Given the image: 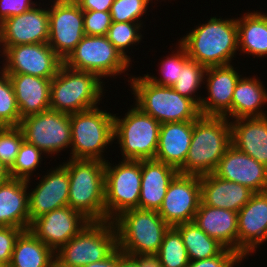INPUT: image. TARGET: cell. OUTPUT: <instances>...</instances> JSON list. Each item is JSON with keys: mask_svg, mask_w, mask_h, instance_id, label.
Returning a JSON list of instances; mask_svg holds the SVG:
<instances>
[{"mask_svg": "<svg viewBox=\"0 0 267 267\" xmlns=\"http://www.w3.org/2000/svg\"><path fill=\"white\" fill-rule=\"evenodd\" d=\"M28 180L9 178L0 185V226L30 229Z\"/></svg>", "mask_w": 267, "mask_h": 267, "instance_id": "obj_25", "label": "cell"}, {"mask_svg": "<svg viewBox=\"0 0 267 267\" xmlns=\"http://www.w3.org/2000/svg\"><path fill=\"white\" fill-rule=\"evenodd\" d=\"M117 267H139L138 262L130 255L124 254L117 247Z\"/></svg>", "mask_w": 267, "mask_h": 267, "instance_id": "obj_48", "label": "cell"}, {"mask_svg": "<svg viewBox=\"0 0 267 267\" xmlns=\"http://www.w3.org/2000/svg\"><path fill=\"white\" fill-rule=\"evenodd\" d=\"M151 0H114L110 8L112 22L138 23Z\"/></svg>", "mask_w": 267, "mask_h": 267, "instance_id": "obj_40", "label": "cell"}, {"mask_svg": "<svg viewBox=\"0 0 267 267\" xmlns=\"http://www.w3.org/2000/svg\"><path fill=\"white\" fill-rule=\"evenodd\" d=\"M0 267H7L0 261Z\"/></svg>", "mask_w": 267, "mask_h": 267, "instance_id": "obj_50", "label": "cell"}, {"mask_svg": "<svg viewBox=\"0 0 267 267\" xmlns=\"http://www.w3.org/2000/svg\"><path fill=\"white\" fill-rule=\"evenodd\" d=\"M179 173L174 167L156 159L141 160L139 209H160L170 182Z\"/></svg>", "mask_w": 267, "mask_h": 267, "instance_id": "obj_22", "label": "cell"}, {"mask_svg": "<svg viewBox=\"0 0 267 267\" xmlns=\"http://www.w3.org/2000/svg\"><path fill=\"white\" fill-rule=\"evenodd\" d=\"M105 162L106 221L129 209H139L141 160H122L116 166Z\"/></svg>", "mask_w": 267, "mask_h": 267, "instance_id": "obj_10", "label": "cell"}, {"mask_svg": "<svg viewBox=\"0 0 267 267\" xmlns=\"http://www.w3.org/2000/svg\"><path fill=\"white\" fill-rule=\"evenodd\" d=\"M226 117L202 116L193 121V132L185 164L180 174L214 173L220 159L232 144L231 123Z\"/></svg>", "mask_w": 267, "mask_h": 267, "instance_id": "obj_1", "label": "cell"}, {"mask_svg": "<svg viewBox=\"0 0 267 267\" xmlns=\"http://www.w3.org/2000/svg\"><path fill=\"white\" fill-rule=\"evenodd\" d=\"M131 256L138 262L139 267H161L158 253H142Z\"/></svg>", "mask_w": 267, "mask_h": 267, "instance_id": "obj_46", "label": "cell"}, {"mask_svg": "<svg viewBox=\"0 0 267 267\" xmlns=\"http://www.w3.org/2000/svg\"><path fill=\"white\" fill-rule=\"evenodd\" d=\"M49 8H33L0 23V44L4 52L9 46L48 43Z\"/></svg>", "mask_w": 267, "mask_h": 267, "instance_id": "obj_17", "label": "cell"}, {"mask_svg": "<svg viewBox=\"0 0 267 267\" xmlns=\"http://www.w3.org/2000/svg\"><path fill=\"white\" fill-rule=\"evenodd\" d=\"M10 177L9 169L6 168L0 161V185L6 182Z\"/></svg>", "mask_w": 267, "mask_h": 267, "instance_id": "obj_49", "label": "cell"}, {"mask_svg": "<svg viewBox=\"0 0 267 267\" xmlns=\"http://www.w3.org/2000/svg\"><path fill=\"white\" fill-rule=\"evenodd\" d=\"M55 252L42 243L30 229L16 240L10 264L7 267H56Z\"/></svg>", "mask_w": 267, "mask_h": 267, "instance_id": "obj_30", "label": "cell"}, {"mask_svg": "<svg viewBox=\"0 0 267 267\" xmlns=\"http://www.w3.org/2000/svg\"><path fill=\"white\" fill-rule=\"evenodd\" d=\"M100 80L95 73L62 64L50 83V110L72 114L97 107L103 94Z\"/></svg>", "mask_w": 267, "mask_h": 267, "instance_id": "obj_4", "label": "cell"}, {"mask_svg": "<svg viewBox=\"0 0 267 267\" xmlns=\"http://www.w3.org/2000/svg\"><path fill=\"white\" fill-rule=\"evenodd\" d=\"M131 88L137 106L160 124L195 121L201 114L189 98L181 96L172 87L159 86L144 77L131 78Z\"/></svg>", "mask_w": 267, "mask_h": 267, "instance_id": "obj_5", "label": "cell"}, {"mask_svg": "<svg viewBox=\"0 0 267 267\" xmlns=\"http://www.w3.org/2000/svg\"><path fill=\"white\" fill-rule=\"evenodd\" d=\"M83 267H117V248L107 258Z\"/></svg>", "mask_w": 267, "mask_h": 267, "instance_id": "obj_47", "label": "cell"}, {"mask_svg": "<svg viewBox=\"0 0 267 267\" xmlns=\"http://www.w3.org/2000/svg\"><path fill=\"white\" fill-rule=\"evenodd\" d=\"M204 79L208 97L202 98L199 111L202 116L231 117L232 96L241 75L230 65L207 67Z\"/></svg>", "mask_w": 267, "mask_h": 267, "instance_id": "obj_19", "label": "cell"}, {"mask_svg": "<svg viewBox=\"0 0 267 267\" xmlns=\"http://www.w3.org/2000/svg\"><path fill=\"white\" fill-rule=\"evenodd\" d=\"M105 162L69 158L63 164L70 180L68 206L89 221H106Z\"/></svg>", "mask_w": 267, "mask_h": 267, "instance_id": "obj_3", "label": "cell"}, {"mask_svg": "<svg viewBox=\"0 0 267 267\" xmlns=\"http://www.w3.org/2000/svg\"><path fill=\"white\" fill-rule=\"evenodd\" d=\"M118 248L127 255L157 253L170 226L157 211L129 209L112 220Z\"/></svg>", "mask_w": 267, "mask_h": 267, "instance_id": "obj_6", "label": "cell"}, {"mask_svg": "<svg viewBox=\"0 0 267 267\" xmlns=\"http://www.w3.org/2000/svg\"><path fill=\"white\" fill-rule=\"evenodd\" d=\"M232 145L267 166V116L231 121Z\"/></svg>", "mask_w": 267, "mask_h": 267, "instance_id": "obj_28", "label": "cell"}, {"mask_svg": "<svg viewBox=\"0 0 267 267\" xmlns=\"http://www.w3.org/2000/svg\"><path fill=\"white\" fill-rule=\"evenodd\" d=\"M83 11H110L114 0H74Z\"/></svg>", "mask_w": 267, "mask_h": 267, "instance_id": "obj_45", "label": "cell"}, {"mask_svg": "<svg viewBox=\"0 0 267 267\" xmlns=\"http://www.w3.org/2000/svg\"><path fill=\"white\" fill-rule=\"evenodd\" d=\"M24 140L43 153L57 154L72 143L70 114L47 110L21 119ZM69 146V147H68Z\"/></svg>", "mask_w": 267, "mask_h": 267, "instance_id": "obj_12", "label": "cell"}, {"mask_svg": "<svg viewBox=\"0 0 267 267\" xmlns=\"http://www.w3.org/2000/svg\"><path fill=\"white\" fill-rule=\"evenodd\" d=\"M201 201L210 207L239 210L255 193L247 186L221 179L214 173L200 176Z\"/></svg>", "mask_w": 267, "mask_h": 267, "instance_id": "obj_23", "label": "cell"}, {"mask_svg": "<svg viewBox=\"0 0 267 267\" xmlns=\"http://www.w3.org/2000/svg\"><path fill=\"white\" fill-rule=\"evenodd\" d=\"M244 258L236 251L225 248L219 255L196 261H190L187 267H235Z\"/></svg>", "mask_w": 267, "mask_h": 267, "instance_id": "obj_42", "label": "cell"}, {"mask_svg": "<svg viewBox=\"0 0 267 267\" xmlns=\"http://www.w3.org/2000/svg\"><path fill=\"white\" fill-rule=\"evenodd\" d=\"M35 5L31 0H0V23L9 17L25 13Z\"/></svg>", "mask_w": 267, "mask_h": 267, "instance_id": "obj_44", "label": "cell"}, {"mask_svg": "<svg viewBox=\"0 0 267 267\" xmlns=\"http://www.w3.org/2000/svg\"><path fill=\"white\" fill-rule=\"evenodd\" d=\"M208 23L192 29L181 43L191 60L211 66L230 65L238 49L237 19L211 17Z\"/></svg>", "mask_w": 267, "mask_h": 267, "instance_id": "obj_2", "label": "cell"}, {"mask_svg": "<svg viewBox=\"0 0 267 267\" xmlns=\"http://www.w3.org/2000/svg\"><path fill=\"white\" fill-rule=\"evenodd\" d=\"M181 234L190 261L208 259L219 255L225 247L209 237L194 222L175 226Z\"/></svg>", "mask_w": 267, "mask_h": 267, "instance_id": "obj_32", "label": "cell"}, {"mask_svg": "<svg viewBox=\"0 0 267 267\" xmlns=\"http://www.w3.org/2000/svg\"><path fill=\"white\" fill-rule=\"evenodd\" d=\"M117 247L112 221H90L55 252L56 267H83L107 258Z\"/></svg>", "mask_w": 267, "mask_h": 267, "instance_id": "obj_7", "label": "cell"}, {"mask_svg": "<svg viewBox=\"0 0 267 267\" xmlns=\"http://www.w3.org/2000/svg\"><path fill=\"white\" fill-rule=\"evenodd\" d=\"M1 55L6 60L2 69L7 74L52 79L63 64V60L48 43L9 46Z\"/></svg>", "mask_w": 267, "mask_h": 267, "instance_id": "obj_15", "label": "cell"}, {"mask_svg": "<svg viewBox=\"0 0 267 267\" xmlns=\"http://www.w3.org/2000/svg\"><path fill=\"white\" fill-rule=\"evenodd\" d=\"M23 231L17 227L0 226V261L5 266L10 264L16 240Z\"/></svg>", "mask_w": 267, "mask_h": 267, "instance_id": "obj_43", "label": "cell"}, {"mask_svg": "<svg viewBox=\"0 0 267 267\" xmlns=\"http://www.w3.org/2000/svg\"><path fill=\"white\" fill-rule=\"evenodd\" d=\"M200 202V176L178 173L168 186L158 214L170 227L193 222Z\"/></svg>", "mask_w": 267, "mask_h": 267, "instance_id": "obj_14", "label": "cell"}, {"mask_svg": "<svg viewBox=\"0 0 267 267\" xmlns=\"http://www.w3.org/2000/svg\"><path fill=\"white\" fill-rule=\"evenodd\" d=\"M0 126H19L21 118L8 74L0 70Z\"/></svg>", "mask_w": 267, "mask_h": 267, "instance_id": "obj_35", "label": "cell"}, {"mask_svg": "<svg viewBox=\"0 0 267 267\" xmlns=\"http://www.w3.org/2000/svg\"><path fill=\"white\" fill-rule=\"evenodd\" d=\"M160 123L137 106L123 118L114 115V138L118 139L123 160L155 159Z\"/></svg>", "mask_w": 267, "mask_h": 267, "instance_id": "obj_9", "label": "cell"}, {"mask_svg": "<svg viewBox=\"0 0 267 267\" xmlns=\"http://www.w3.org/2000/svg\"><path fill=\"white\" fill-rule=\"evenodd\" d=\"M42 153L36 146L24 140L13 166L9 169L10 177L30 181L31 174L36 171L35 169L42 161Z\"/></svg>", "mask_w": 267, "mask_h": 267, "instance_id": "obj_37", "label": "cell"}, {"mask_svg": "<svg viewBox=\"0 0 267 267\" xmlns=\"http://www.w3.org/2000/svg\"><path fill=\"white\" fill-rule=\"evenodd\" d=\"M157 253L161 267H187L190 262L180 231L175 226L166 231Z\"/></svg>", "mask_w": 267, "mask_h": 267, "instance_id": "obj_33", "label": "cell"}, {"mask_svg": "<svg viewBox=\"0 0 267 267\" xmlns=\"http://www.w3.org/2000/svg\"><path fill=\"white\" fill-rule=\"evenodd\" d=\"M179 50L172 56L167 57V59L161 62V78L157 79V77H152L149 74L145 75V77L151 81L152 83L159 86H169L171 87L179 78L180 70L183 66L190 60L186 49L180 43Z\"/></svg>", "mask_w": 267, "mask_h": 267, "instance_id": "obj_38", "label": "cell"}, {"mask_svg": "<svg viewBox=\"0 0 267 267\" xmlns=\"http://www.w3.org/2000/svg\"><path fill=\"white\" fill-rule=\"evenodd\" d=\"M193 222L209 237L238 253L237 212L210 207L201 201Z\"/></svg>", "mask_w": 267, "mask_h": 267, "instance_id": "obj_24", "label": "cell"}, {"mask_svg": "<svg viewBox=\"0 0 267 267\" xmlns=\"http://www.w3.org/2000/svg\"><path fill=\"white\" fill-rule=\"evenodd\" d=\"M266 90L255 77H240L232 96L231 117L240 119L267 116V111L261 109L267 102Z\"/></svg>", "mask_w": 267, "mask_h": 267, "instance_id": "obj_29", "label": "cell"}, {"mask_svg": "<svg viewBox=\"0 0 267 267\" xmlns=\"http://www.w3.org/2000/svg\"><path fill=\"white\" fill-rule=\"evenodd\" d=\"M73 159L106 161L103 150L113 142L114 115L95 107L70 114Z\"/></svg>", "mask_w": 267, "mask_h": 267, "instance_id": "obj_8", "label": "cell"}, {"mask_svg": "<svg viewBox=\"0 0 267 267\" xmlns=\"http://www.w3.org/2000/svg\"><path fill=\"white\" fill-rule=\"evenodd\" d=\"M68 170L59 165L47 175L29 194V219L31 223L38 217L52 210L68 206L69 198Z\"/></svg>", "mask_w": 267, "mask_h": 267, "instance_id": "obj_21", "label": "cell"}, {"mask_svg": "<svg viewBox=\"0 0 267 267\" xmlns=\"http://www.w3.org/2000/svg\"><path fill=\"white\" fill-rule=\"evenodd\" d=\"M112 24L109 11H83V25L85 35L106 36Z\"/></svg>", "mask_w": 267, "mask_h": 267, "instance_id": "obj_41", "label": "cell"}, {"mask_svg": "<svg viewBox=\"0 0 267 267\" xmlns=\"http://www.w3.org/2000/svg\"><path fill=\"white\" fill-rule=\"evenodd\" d=\"M238 49L255 57L267 55V14L247 12L237 19Z\"/></svg>", "mask_w": 267, "mask_h": 267, "instance_id": "obj_31", "label": "cell"}, {"mask_svg": "<svg viewBox=\"0 0 267 267\" xmlns=\"http://www.w3.org/2000/svg\"><path fill=\"white\" fill-rule=\"evenodd\" d=\"M90 221L69 206L55 209L35 219L30 231L54 252L77 235Z\"/></svg>", "mask_w": 267, "mask_h": 267, "instance_id": "obj_16", "label": "cell"}, {"mask_svg": "<svg viewBox=\"0 0 267 267\" xmlns=\"http://www.w3.org/2000/svg\"><path fill=\"white\" fill-rule=\"evenodd\" d=\"M205 71L204 65L190 59L180 70L179 78L171 87L181 96L191 99L199 107L202 98L193 94L199 90L200 84L204 83Z\"/></svg>", "mask_w": 267, "mask_h": 267, "instance_id": "obj_34", "label": "cell"}, {"mask_svg": "<svg viewBox=\"0 0 267 267\" xmlns=\"http://www.w3.org/2000/svg\"><path fill=\"white\" fill-rule=\"evenodd\" d=\"M267 241V191L256 192L238 212V253L251 255Z\"/></svg>", "mask_w": 267, "mask_h": 267, "instance_id": "obj_18", "label": "cell"}, {"mask_svg": "<svg viewBox=\"0 0 267 267\" xmlns=\"http://www.w3.org/2000/svg\"><path fill=\"white\" fill-rule=\"evenodd\" d=\"M84 36L80 6L74 0H55L49 9L48 45L64 61Z\"/></svg>", "mask_w": 267, "mask_h": 267, "instance_id": "obj_13", "label": "cell"}, {"mask_svg": "<svg viewBox=\"0 0 267 267\" xmlns=\"http://www.w3.org/2000/svg\"><path fill=\"white\" fill-rule=\"evenodd\" d=\"M23 141V132L19 126L0 127V161L6 168L13 166Z\"/></svg>", "mask_w": 267, "mask_h": 267, "instance_id": "obj_39", "label": "cell"}, {"mask_svg": "<svg viewBox=\"0 0 267 267\" xmlns=\"http://www.w3.org/2000/svg\"><path fill=\"white\" fill-rule=\"evenodd\" d=\"M214 174L244 186L252 191H267V166L238 150L232 144L220 159Z\"/></svg>", "mask_w": 267, "mask_h": 267, "instance_id": "obj_20", "label": "cell"}, {"mask_svg": "<svg viewBox=\"0 0 267 267\" xmlns=\"http://www.w3.org/2000/svg\"><path fill=\"white\" fill-rule=\"evenodd\" d=\"M15 92L20 118L50 110L52 79L27 74H8Z\"/></svg>", "mask_w": 267, "mask_h": 267, "instance_id": "obj_27", "label": "cell"}, {"mask_svg": "<svg viewBox=\"0 0 267 267\" xmlns=\"http://www.w3.org/2000/svg\"><path fill=\"white\" fill-rule=\"evenodd\" d=\"M141 24V21L139 23L112 22L106 34L107 39L129 62L131 58L126 54L125 49L141 41L142 35L138 33L142 27Z\"/></svg>", "mask_w": 267, "mask_h": 267, "instance_id": "obj_36", "label": "cell"}, {"mask_svg": "<svg viewBox=\"0 0 267 267\" xmlns=\"http://www.w3.org/2000/svg\"><path fill=\"white\" fill-rule=\"evenodd\" d=\"M63 64L74 70L95 73L100 78L114 77L130 66L107 37L100 35H85Z\"/></svg>", "mask_w": 267, "mask_h": 267, "instance_id": "obj_11", "label": "cell"}, {"mask_svg": "<svg viewBox=\"0 0 267 267\" xmlns=\"http://www.w3.org/2000/svg\"><path fill=\"white\" fill-rule=\"evenodd\" d=\"M193 132V121L160 125L155 159L179 170L186 161Z\"/></svg>", "mask_w": 267, "mask_h": 267, "instance_id": "obj_26", "label": "cell"}]
</instances>
